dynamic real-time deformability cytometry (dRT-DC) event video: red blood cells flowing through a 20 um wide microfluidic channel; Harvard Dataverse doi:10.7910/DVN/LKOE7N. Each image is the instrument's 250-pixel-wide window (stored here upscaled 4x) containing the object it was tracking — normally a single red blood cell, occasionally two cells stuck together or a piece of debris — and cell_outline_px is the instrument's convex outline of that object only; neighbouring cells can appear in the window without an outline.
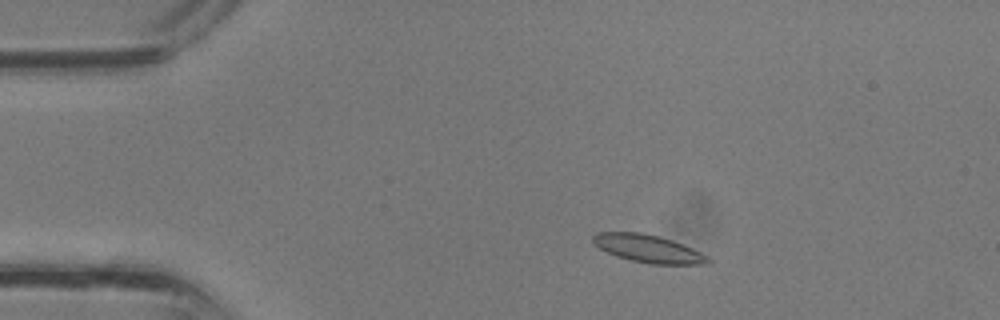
{"species": "common noctule bat (a hibernating species)", "species_latin": "Nyctalus noctula", "temperature_condition": "room temperature", "stored_images_in_passage": 36, "segment_of_instrument_passage": [1, 2], "camera_frame_rate_fps": 3000, "um_per_image_px": 0.085, "animal": {"sex": "male", "body_mass_g": 13.3}, "frame": {"image": 1, "passage_image": 5, "time_ms": 1.333, "image_size_px": [1000, 320], "cell_outline_px": [[712, 260], [708, 264], [652, 264], [632, 260], [616, 256], [600, 248], [592, 240], [592, 236], [596, 232], [640, 232], [660, 236], [672, 240], [692, 248], [708, 256]], "centroid_in_image_um": [55.11, 21.13], "position_along_channel_um": 29.9, "area_um2": 18.5}}
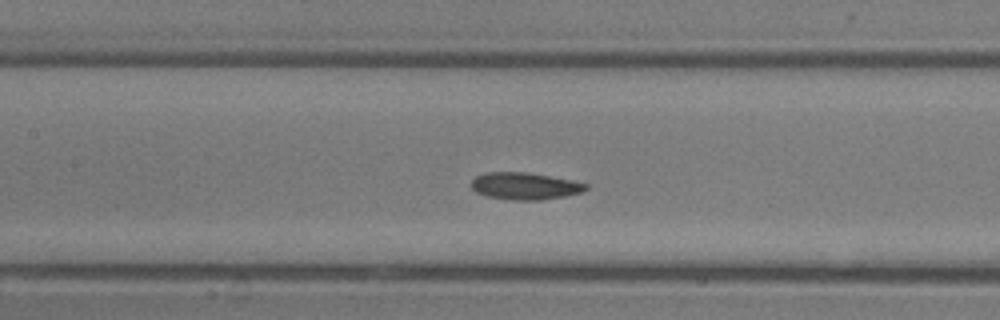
{"frame": {"image": 2, "passage_image": 15, "time_ms": 4.667, "image_size_px": [1000, 320], "cell_outline_px": [[588, 188], [580, 192], [564, 196], [540, 200], [512, 200], [488, 196], [476, 192], [472, 188], [472, 180], [476, 176], [484, 172], [528, 172], [588, 184]], "centroid_in_image_um": [44.57, 15.81], "position_along_channel_um": 162.8, "area_um2": 17.8}}
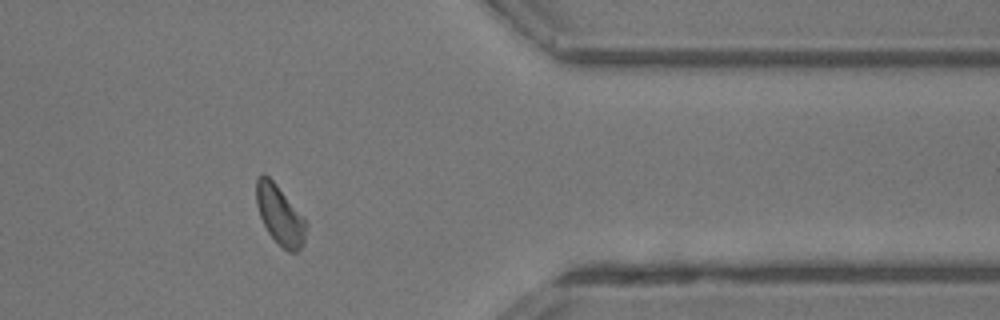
{"frame": {"image": 3, "passage_image": 28, "time_ms": 9.0, "image_size_px": [1000, 320], "cell_outline_px": [[308, 224], [304, 244], [296, 252], [288, 252], [268, 232], [260, 216], [256, 204], [256, 176], [260, 172], [264, 172], [276, 184], [304, 216]], "centroid_in_image_um": [23.8, 18.24], "position_along_channel_um": 387.6, "area_um2": 17.4}}